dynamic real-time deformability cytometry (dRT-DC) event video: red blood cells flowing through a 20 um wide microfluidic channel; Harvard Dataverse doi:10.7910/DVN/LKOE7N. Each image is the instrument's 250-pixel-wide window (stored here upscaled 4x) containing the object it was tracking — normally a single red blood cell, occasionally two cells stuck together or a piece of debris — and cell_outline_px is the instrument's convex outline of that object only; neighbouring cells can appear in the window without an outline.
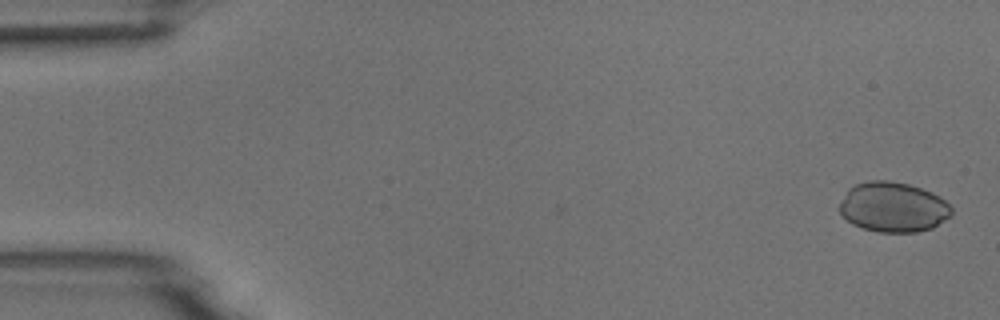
{"species": "common noctule bat (a hibernating species)", "species_latin": "Nyctalus noctula", "temperature_condition": "room temperature", "stored_images_in_passage": 47, "camera_frame_rate_fps": 3000, "um_per_image_px": 0.085, "animal": {"sex": "male", "body_mass_g": 18.8}, "frame": {"image": 1, "passage_image": 2, "time_ms": 0.333, "image_size_px": [1000, 320], "cell_outline_px": [[952, 212], [948, 216], [932, 228], [916, 232], [880, 232], [864, 228], [852, 224], [840, 212], [840, 204], [848, 188], [856, 184], [868, 180], [888, 180], [908, 184], [932, 192], [940, 196], [952, 208]], "centroid_in_image_um": [75.91, 17.59], "position_along_channel_um": 9.1, "area_um2": 32.37}}
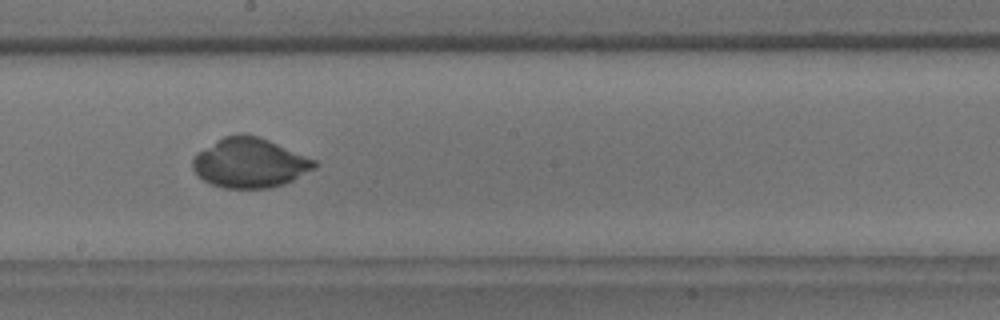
{"frame": {"image": 2, "passage_image": 30, "time_ms": 9.667, "image_size_px": [1000, 320], "cell_outline_px": [[320, 164], [316, 168], [284, 184], [268, 188], [224, 188], [212, 184], [204, 180], [192, 168], [192, 160], [196, 152], [216, 140], [224, 136], [240, 132], [244, 132], [268, 140], [316, 160]], "centroid_in_image_um": [21.22, 13.83], "position_along_channel_um": 227.0, "area_um2": 35.32}}
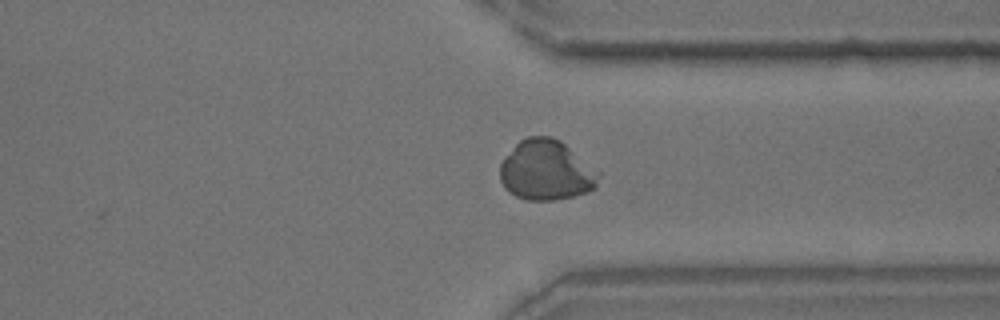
{"frame": {"image": 3, "passage_image": 41, "time_ms": 13.333, "image_size_px": [1000, 320], "cell_outline_px": [[600, 176], [596, 188], [588, 192], [556, 200], [524, 200], [508, 192], [504, 188], [500, 180], [500, 164], [504, 156], [520, 140], [528, 136], [552, 136], [560, 140], [600, 172]], "centroid_in_image_um": [46.42, 14.48], "position_along_channel_um": 365.0, "area_um2": 34.91}}